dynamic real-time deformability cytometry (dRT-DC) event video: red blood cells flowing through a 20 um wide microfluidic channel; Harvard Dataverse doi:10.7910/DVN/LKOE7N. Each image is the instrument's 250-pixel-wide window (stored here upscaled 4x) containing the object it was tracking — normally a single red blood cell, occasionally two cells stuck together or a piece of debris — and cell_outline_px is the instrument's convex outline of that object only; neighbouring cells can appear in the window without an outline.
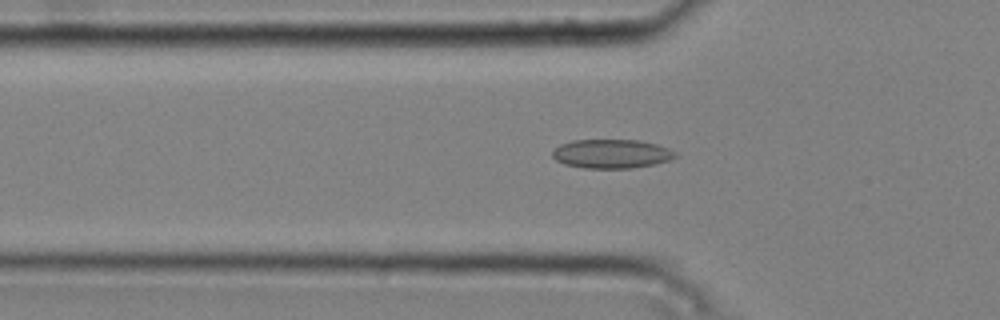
{"species": "common noctule bat (a hibernating species)", "species_latin": "Nyctalus noctula", "temperature_condition": "cold", "stored_images_in_passage": 51, "camera_frame_rate_fps": 3000, "um_per_image_px": 0.085, "animal": {"sex": "male", "body_mass_g": 20.4}, "frame": {"image": 1, "passage_image": 17, "time_ms": 5.333, "image_size_px": [1000, 320], "cell_outline_px": [[680, 156], [656, 164], [632, 168], [584, 168], [564, 164], [556, 160], [552, 156], [552, 152], [560, 144], [572, 140], [640, 140], [656, 144], [668, 148], [676, 152]], "centroid_in_image_um": [52.0, 13.07], "position_along_channel_um": 73.8, "area_um2": 20.87}}
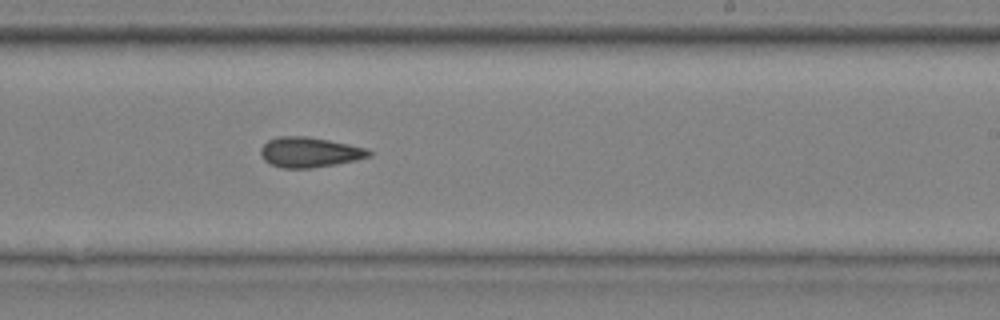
{"frame": {"image": 2, "passage_image": 32, "time_ms": 10.333, "image_size_px": [1000, 320], "cell_outline_px": [[372, 156], [356, 160], [336, 164], [312, 168], [284, 168], [272, 164], [264, 160], [260, 152], [260, 148], [268, 140], [276, 136], [308, 136], [368, 148], [372, 152]], "centroid_in_image_um": [26.32, 12.93], "position_along_channel_um": 262.7, "area_um2": 19.07}}
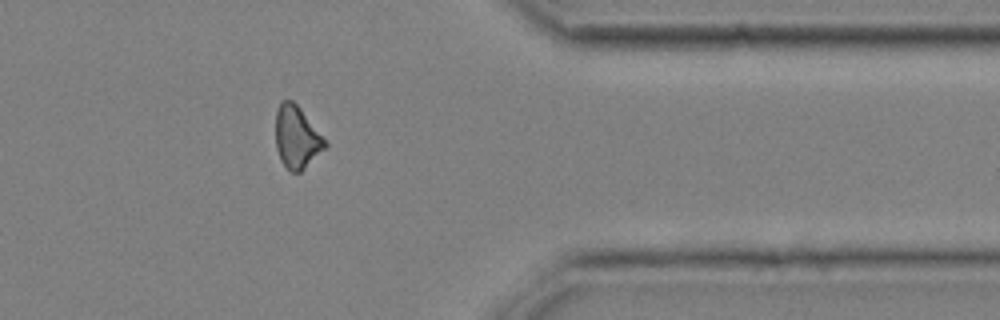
{"frame": {"image": 3, "passage_image": 43, "time_ms": 14.0, "image_size_px": [1000, 320], "cell_outline_px": [[328, 148], [300, 172], [292, 172], [280, 160], [276, 148], [276, 112], [280, 100], [292, 100], [300, 108], [328, 144]], "centroid_in_image_um": [25.23, 11.68], "position_along_channel_um": 386.2, "area_um2": 17.92}}